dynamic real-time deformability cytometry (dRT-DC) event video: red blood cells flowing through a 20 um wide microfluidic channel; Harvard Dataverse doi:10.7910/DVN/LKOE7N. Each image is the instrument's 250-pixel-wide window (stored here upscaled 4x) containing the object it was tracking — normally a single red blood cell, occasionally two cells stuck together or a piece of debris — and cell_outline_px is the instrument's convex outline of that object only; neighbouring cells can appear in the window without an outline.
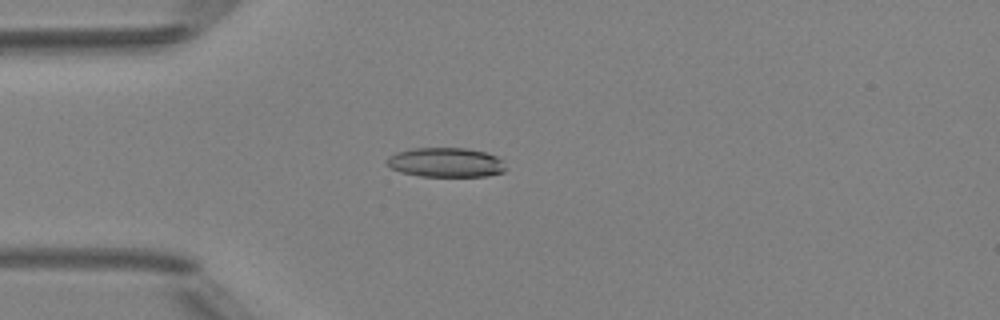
{"species": "Egyptian fruit bat (a non-hibernating species)", "species_latin": "Rousettus aegyptiacus", "temperature_condition": "room temperature", "stored_images_in_passage": 4, "camera_frame_rate_fps": 3000, "um_per_image_px": 0.085, "animal": {"sex": "female"}, "frame": {"image": 1, "passage_image": 3, "time_ms": 2.333, "image_size_px": [1000, 320], "cell_outline_px": [[508, 168], [504, 172], [488, 176], [420, 176], [400, 172], [392, 168], [388, 164], [388, 156], [396, 152], [412, 148], [464, 148], [484, 152], [496, 156], [504, 160]], "centroid_in_image_um": [37.95, 13.81], "position_along_channel_um": 47.1, "area_um2": 20.52}}